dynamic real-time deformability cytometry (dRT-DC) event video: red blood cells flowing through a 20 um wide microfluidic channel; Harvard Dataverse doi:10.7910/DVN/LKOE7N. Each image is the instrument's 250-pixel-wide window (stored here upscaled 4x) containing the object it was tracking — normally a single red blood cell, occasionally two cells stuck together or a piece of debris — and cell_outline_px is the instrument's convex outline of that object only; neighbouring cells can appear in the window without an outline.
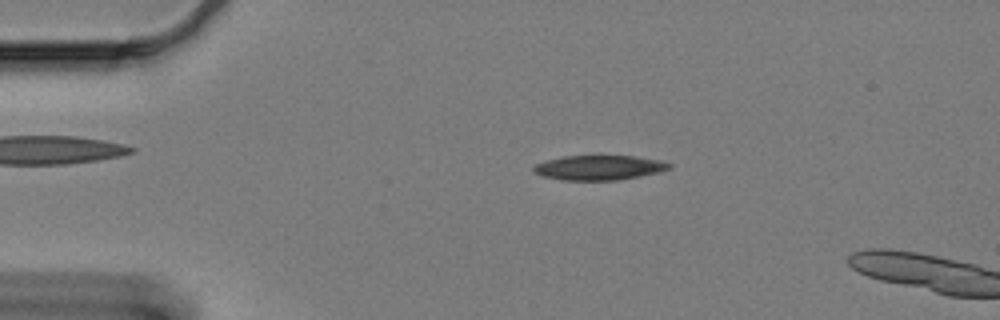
{"species": "Egyptian fruit bat (a non-hibernating species)", "species_latin": "Rousettus aegyptiacus", "temperature_condition": "cold", "stored_images_in_passage": 15, "camera_frame_rate_fps": 3000, "um_per_image_px": 0.085, "animal": {"sex": "female"}, "frame": {"image": 1, "passage_image": 11, "time_ms": 3.333, "image_size_px": [1000, 320], "cell_outline_px": [[672, 168], [660, 172], [640, 176], [616, 180], [560, 180], [544, 176], [536, 172], [532, 168], [536, 164], [544, 160], [564, 156], [600, 152], [636, 156], [660, 160], [672, 164]], "centroid_in_image_um": [50.95, 14.19], "position_along_channel_um": 34.0, "area_um2": 20.58}}